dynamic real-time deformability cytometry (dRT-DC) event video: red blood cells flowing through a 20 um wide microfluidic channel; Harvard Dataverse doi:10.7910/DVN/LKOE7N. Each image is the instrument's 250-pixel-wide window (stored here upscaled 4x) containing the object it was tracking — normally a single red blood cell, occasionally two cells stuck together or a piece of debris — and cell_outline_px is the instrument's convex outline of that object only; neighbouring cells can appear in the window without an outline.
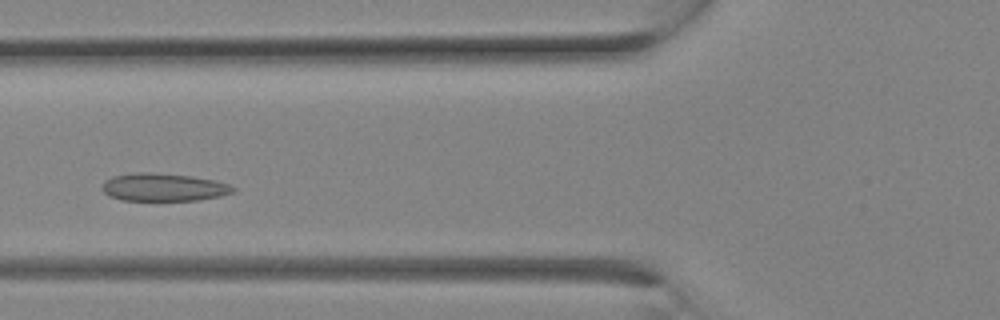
{"species": "Egyptian fruit bat (a non-hibernating species)", "species_latin": "Rousettus aegyptiacus", "temperature_condition": "room temperature", "stored_images_in_passage": 8, "camera_frame_rate_fps": 3000, "um_per_image_px": 0.085, "animal": {"sex": "female"}, "frame": {"image": 1, "passage_image": 7, "time_ms": 2.0, "image_size_px": [1000, 320], "cell_outline_px": [[236, 188], [232, 192], [220, 196], [196, 200], [120, 200], [108, 196], [100, 188], [104, 180], [112, 176], [136, 172], [152, 172], [192, 176], [216, 180], [228, 184]], "centroid_in_image_um": [13.85, 15.9], "position_along_channel_um": 112.0, "area_um2": 21.39}}